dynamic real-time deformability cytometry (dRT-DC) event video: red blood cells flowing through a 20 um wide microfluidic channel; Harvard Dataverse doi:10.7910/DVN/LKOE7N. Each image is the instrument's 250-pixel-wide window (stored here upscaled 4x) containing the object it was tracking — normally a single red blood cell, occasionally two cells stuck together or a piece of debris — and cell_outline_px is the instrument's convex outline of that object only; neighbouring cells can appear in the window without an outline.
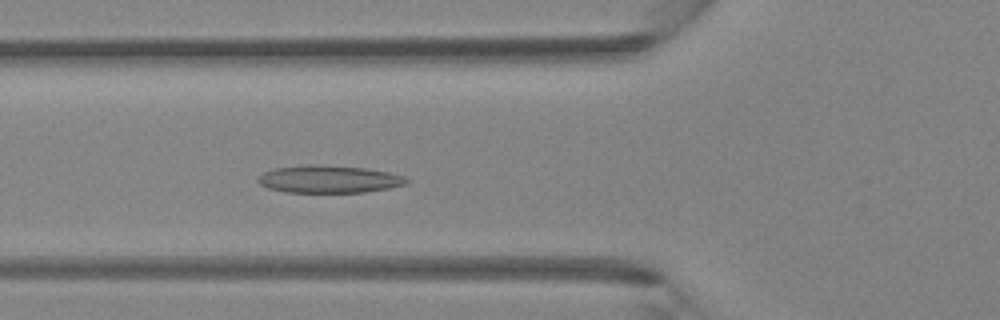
{"species": "Egyptian fruit bat (a non-hibernating species)", "species_latin": "Rousettus aegyptiacus", "temperature_condition": "room temperature", "stored_images_in_passage": 30, "camera_frame_rate_fps": 3000, "um_per_image_px": 0.085, "animal": {"sex": "female"}, "frame": {"image": 1, "passage_image": 4, "time_ms": 1.0, "image_size_px": [1000, 320], "cell_outline_px": [[412, 180], [408, 184], [388, 188], [364, 192], [288, 192], [268, 188], [260, 184], [256, 180], [264, 172], [276, 168], [308, 164], [316, 164], [364, 168], [388, 172], [404, 176]], "centroid_in_image_um": [27.99, 15.22], "position_along_channel_um": 97.8, "area_um2": 23.76}}
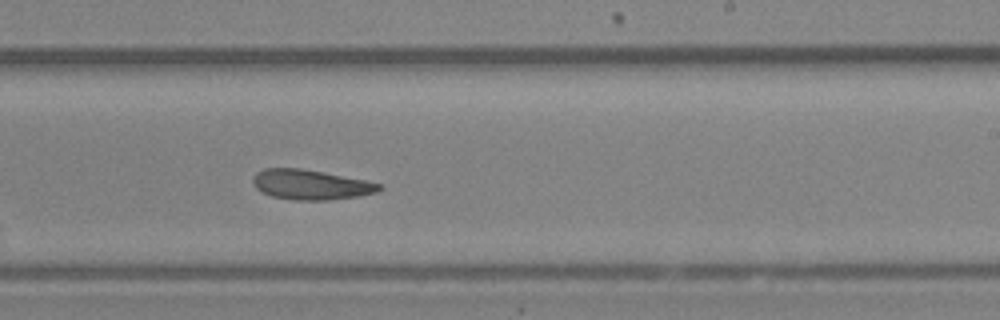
{"frame": {"image": 2, "passage_image": 14, "time_ms": 4.333, "image_size_px": [1000, 320], "cell_outline_px": [[384, 188], [376, 192], [356, 196], [328, 200], [292, 200], [272, 196], [256, 188], [252, 184], [252, 180], [256, 172], [264, 168], [300, 168], [324, 172], [368, 180], [384, 184]], "centroid_in_image_um": [26.44, 15.68], "position_along_channel_um": 262.6, "area_um2": 22.2}}
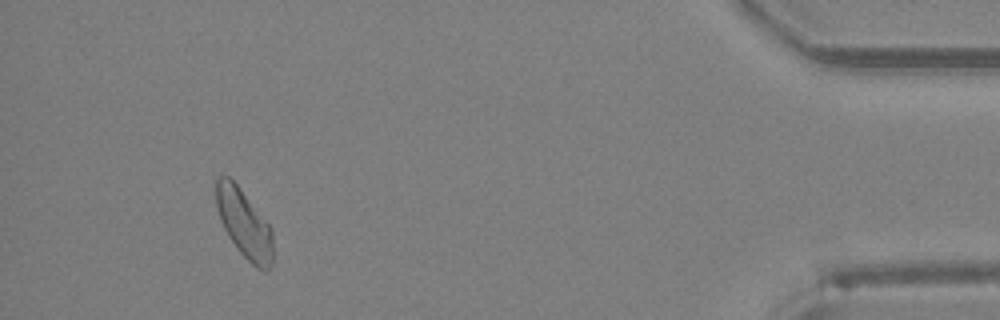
{"frame": {"image": 3, "passage_image": 27, "time_ms": 8.667, "image_size_px": [1000, 320], "cell_outline_px": [[272, 264], [264, 272], [256, 268], [240, 252], [228, 236], [220, 220], [216, 208], [216, 180], [220, 176], [228, 176], [240, 188], [272, 228]], "centroid_in_image_um": [20.75, 19.02], "position_along_channel_um": 414.5, "area_um2": 22.48}}